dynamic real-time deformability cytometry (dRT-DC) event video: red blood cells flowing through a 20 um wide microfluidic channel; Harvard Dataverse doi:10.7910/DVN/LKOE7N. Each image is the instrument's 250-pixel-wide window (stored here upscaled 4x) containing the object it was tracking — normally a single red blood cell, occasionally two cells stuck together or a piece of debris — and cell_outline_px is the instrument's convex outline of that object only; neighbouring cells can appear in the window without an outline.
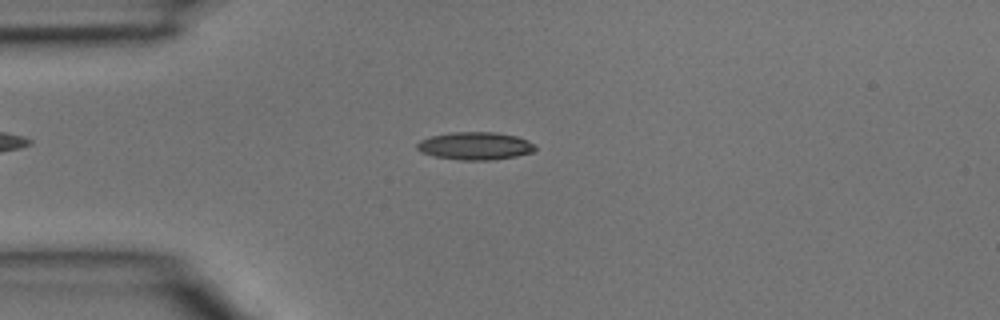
{"species": "common noctule bat (a hibernating species)", "species_latin": "Nyctalus noctula", "temperature_condition": "room temperature", "stored_images_in_passage": 38, "camera_frame_rate_fps": 3000, "um_per_image_px": 0.085, "animal": {"sex": "male", "body_mass_g": 15.6}, "frame": {"image": 1, "passage_image": 4, "time_ms": 1.0, "image_size_px": [1000, 320], "cell_outline_px": [[536, 148], [532, 152], [516, 156], [492, 160], [460, 160], [436, 156], [420, 152], [416, 148], [416, 144], [420, 140], [432, 136], [452, 132], [496, 132], [516, 136], [528, 140], [536, 144]], "centroid_in_image_um": [40.4, 12.4], "position_along_channel_um": 44.6, "area_um2": 19.13}}
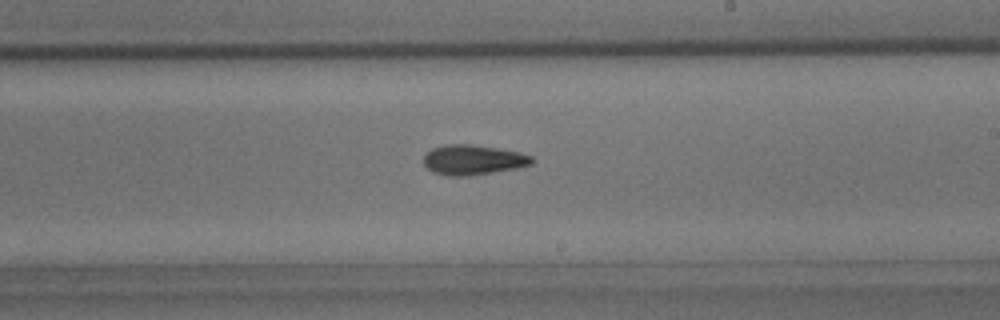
{"frame": {"image": 2, "passage_image": 19, "time_ms": 6.0, "image_size_px": [1000, 320], "cell_outline_px": [[536, 160], [532, 164], [516, 168], [468, 176], [448, 176], [432, 172], [424, 164], [424, 156], [432, 148], [444, 144], [472, 144], [520, 152], [532, 156]], "centroid_in_image_um": [40.22, 13.58], "position_along_channel_um": 248.8, "area_um2": 18.96}}
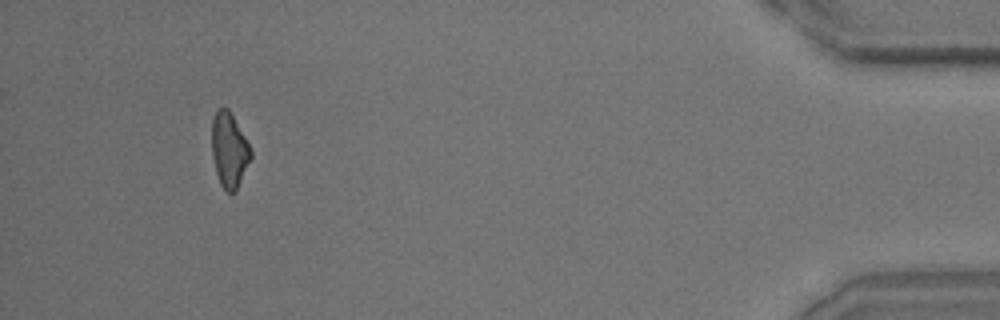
{"frame": {"image": 3, "passage_image": 35, "time_ms": 11.333, "image_size_px": [1000, 320], "cell_outline_px": [[252, 156], [236, 192], [228, 192], [220, 184], [216, 172], [212, 156], [212, 120], [216, 112], [220, 108], [228, 108], [252, 148]], "centroid_in_image_um": [19.5, 12.76], "position_along_channel_um": 415.7, "area_um2": 16.99}}